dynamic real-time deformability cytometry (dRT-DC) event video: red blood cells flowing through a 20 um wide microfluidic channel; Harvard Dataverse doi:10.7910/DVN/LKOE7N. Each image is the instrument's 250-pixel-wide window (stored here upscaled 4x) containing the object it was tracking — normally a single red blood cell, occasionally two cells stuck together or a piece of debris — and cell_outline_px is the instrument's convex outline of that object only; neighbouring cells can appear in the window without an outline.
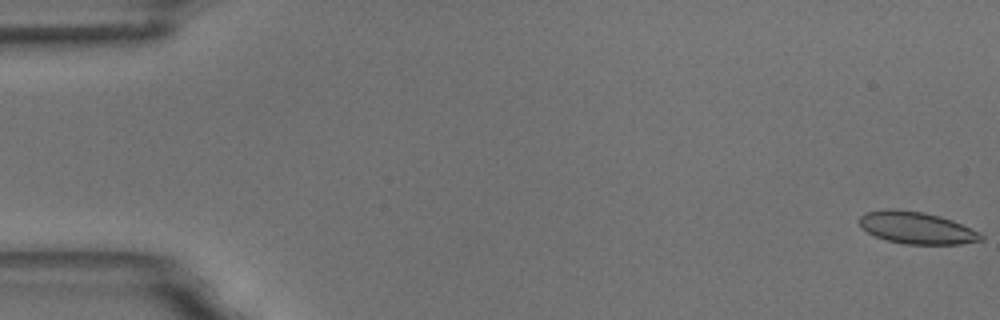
{"species": "common noctule bat (a hibernating species)", "species_latin": "Nyctalus noctula", "temperature_condition": "room temperature", "stored_images_in_passage": 9, "camera_frame_rate_fps": 3000, "um_per_image_px": 0.085, "animal": {"sex": "male", "body_mass_g": 18.8}, "frame": {"image": 1, "passage_image": 1, "time_ms": 0.0, "image_size_px": [1000, 320], "cell_outline_px": [[984, 240], [960, 244], [904, 244], [888, 240], [876, 236], [860, 228], [860, 216], [868, 212], [888, 208], [896, 208], [924, 212], [940, 216], [952, 220], [980, 232], [984, 236]], "centroid_in_image_um": [77.93, 19.36], "position_along_channel_um": 7.1, "area_um2": 22.77}}
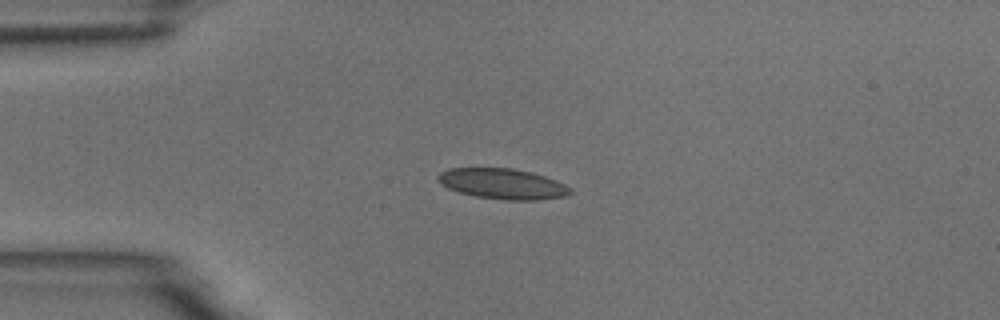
{"frame": {"image": 2, "passage_image": 4, "time_ms": 4.333, "image_size_px": [1000, 320], "cell_outline_px": [[572, 192], [564, 196], [536, 200], [508, 200], [476, 196], [460, 192], [448, 188], [440, 184], [436, 180], [436, 176], [440, 172], [448, 168], [512, 168], [532, 172], [556, 180], [572, 188]], "centroid_in_image_um": [42.69, 15.61], "position_along_channel_um": 42.3, "area_um2": 23.52}}
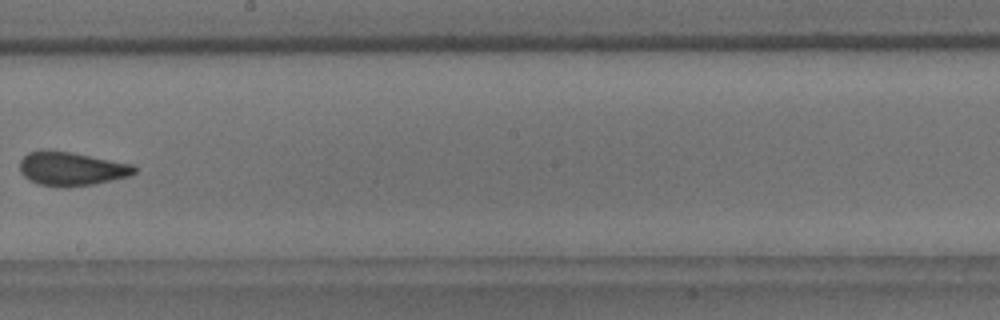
{"frame": {"image": 3, "passage_image": 9, "time_ms": 10.333, "image_size_px": [1000, 320], "cell_outline_px": [[136, 172], [128, 176], [96, 184], [68, 188], [60, 188], [40, 184], [24, 176], [20, 172], [20, 160], [28, 152], [72, 152], [132, 164], [136, 168]], "centroid_in_image_um": [6.1, 14.38], "position_along_channel_um": 242.1, "area_um2": 22.25}}